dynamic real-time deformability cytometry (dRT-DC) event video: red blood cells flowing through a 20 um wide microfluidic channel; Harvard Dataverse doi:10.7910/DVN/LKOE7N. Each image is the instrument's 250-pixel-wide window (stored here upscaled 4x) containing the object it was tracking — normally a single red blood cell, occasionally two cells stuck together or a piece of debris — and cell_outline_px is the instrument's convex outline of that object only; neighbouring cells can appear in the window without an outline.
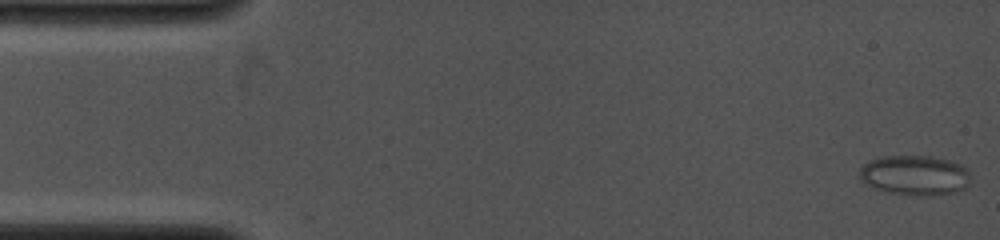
{"species": "common noctule bat (a hibernating species)", "species_latin": "Nyctalus noctula", "temperature_condition": "cold", "stored_images_in_passage": 5, "camera_frame_rate_fps": 4000, "um_per_image_px": 0.085, "animal": {"sex": "female", "body_mass_g": 19.0, "forearm_length_mm": 53.3}, "frame": {"image": 1, "passage_image": 1, "time_ms": 0.0, "image_size_px": [1000, 240], "cell_outline_px": [[972, 176], [968, 184], [964, 188], [956, 192], [932, 196], [908, 196], [888, 192], [872, 188], [864, 184], [860, 176], [860, 168], [868, 160], [880, 156], [932, 156], [952, 160], [968, 168]], "centroid_in_image_um": [77.78, 14.9], "position_along_channel_um": 7.2, "area_um2": 26.59}}
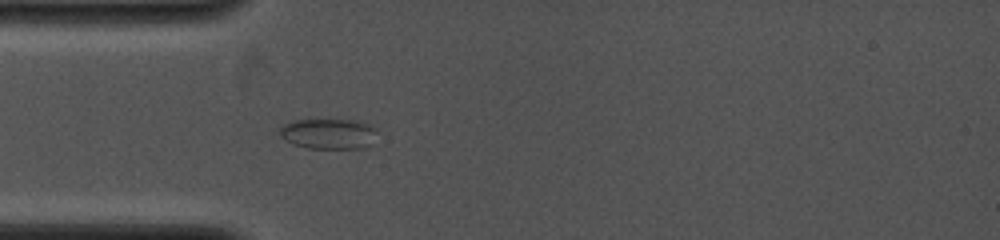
{"frame": {"image": 2, "passage_image": 5, "time_ms": 4.0, "image_size_px": [1000, 240], "cell_outline_px": [[376, 132], [372, 144], [364, 148], [308, 148], [292, 144], [280, 136], [280, 128], [284, 124], [292, 120], [360, 120], [372, 124], [376, 128]], "centroid_in_image_um": [27.96, 11.36], "position_along_channel_um": 57.0, "area_um2": 17.46}}